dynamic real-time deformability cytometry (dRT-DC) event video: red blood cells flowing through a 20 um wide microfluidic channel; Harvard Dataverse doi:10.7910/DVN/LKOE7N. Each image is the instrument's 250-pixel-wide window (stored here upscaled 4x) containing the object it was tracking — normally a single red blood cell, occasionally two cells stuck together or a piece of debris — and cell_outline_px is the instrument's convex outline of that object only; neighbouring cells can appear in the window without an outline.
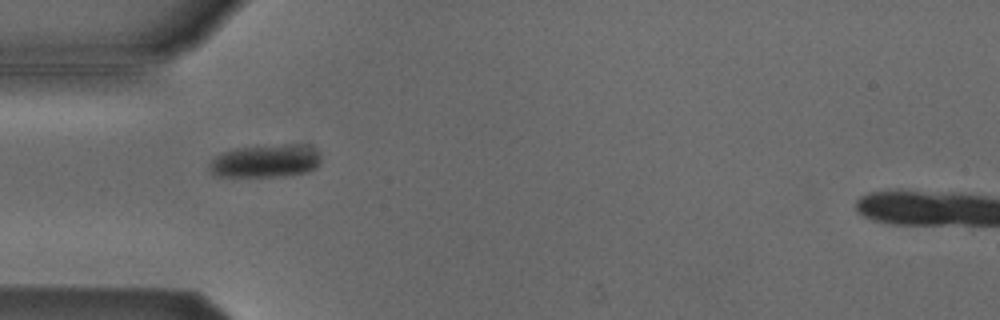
{"species": "Egyptian fruit bat (a non-hibernating species)", "species_latin": "Rousettus aegyptiacus", "temperature_condition": "cold", "stored_images_in_passage": 37, "camera_frame_rate_fps": 3000, "um_per_image_px": 0.085, "animal": {"sex": "male"}, "frame": {"image": 1, "passage_image": 3, "time_ms": 0.667, "image_size_px": [1000, 320], "cell_outline_px": [[320, 164], [316, 168], [308, 172], [288, 176], [212, 176], [208, 168], [208, 164], [220, 152], [240, 148], [292, 144], [300, 144], [312, 148], [320, 156]], "centroid_in_image_um": [22.55, 13.71], "position_along_channel_um": 62.4, "area_um2": 21.39}}
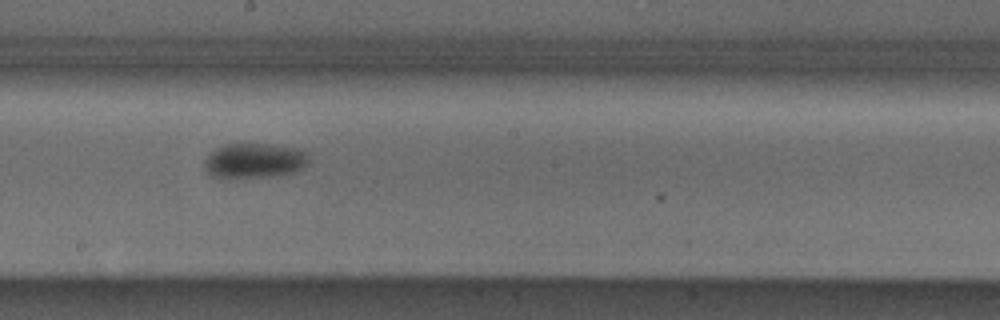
{"frame": {"image": 2, "passage_image": 16, "time_ms": 5.0, "image_size_px": [1000, 320], "cell_outline_px": [[312, 156], [308, 164], [304, 168], [296, 172], [272, 176], [232, 180], [212, 176], [204, 168], [204, 160], [216, 148], [224, 144], [272, 144], [296, 148], [308, 152]], "centroid_in_image_um": [21.66, 13.68], "position_along_channel_um": 226.5, "area_um2": 22.02}}
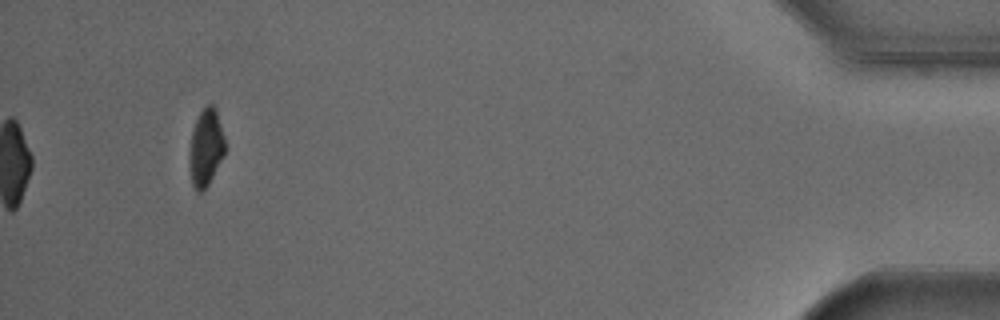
{"frame": {"image": 3, "passage_image": 37, "time_ms": 12.0, "image_size_px": [1000, 320], "cell_outline_px": [[224, 156], [208, 184], [200, 192], [196, 192], [192, 184], [188, 160], [188, 156], [192, 132], [196, 120], [204, 104], [212, 104], [216, 108], [224, 136]], "centroid_in_image_um": [17.48, 12.52], "position_along_channel_um": 417.7, "area_um2": 16.07}, "authors_computed_cell_mechanics": {"area_um2": 20.9814, "velocity_mm_per_s": 3.8214, "shape_relaxation_time_tau1_ms": 2.603, "shape_relaxation_time_tau2_ms": null, "deformation_change_tau1": 0.0643, "deformation_change_tau2": null}}